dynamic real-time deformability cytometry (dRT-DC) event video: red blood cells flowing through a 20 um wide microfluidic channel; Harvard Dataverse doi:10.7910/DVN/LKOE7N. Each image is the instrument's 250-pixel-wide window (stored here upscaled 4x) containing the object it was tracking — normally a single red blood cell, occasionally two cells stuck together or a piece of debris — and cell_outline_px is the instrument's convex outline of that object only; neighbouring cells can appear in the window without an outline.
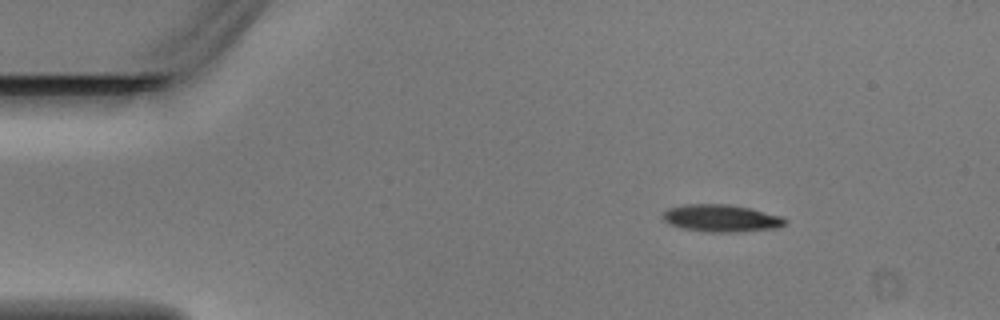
{"species": "Egyptian fruit bat (a non-hibernating species)", "species_latin": "Rousettus aegyptiacus", "temperature_condition": "warm", "stored_images_in_passage": 4, "camera_frame_rate_fps": 3000, "um_per_image_px": 0.085, "animal": {"sex": "male"}, "frame": {"image": 1, "passage_image": 1, "time_ms": 0.0, "image_size_px": [1000, 320], "cell_outline_px": [[788, 220], [780, 228], [736, 232], [704, 232], [680, 228], [668, 224], [660, 216], [668, 208], [684, 204], [728, 204], [752, 208], [780, 216]], "centroid_in_image_um": [61.28, 18.55], "position_along_channel_um": 23.7, "area_um2": 19.77}}